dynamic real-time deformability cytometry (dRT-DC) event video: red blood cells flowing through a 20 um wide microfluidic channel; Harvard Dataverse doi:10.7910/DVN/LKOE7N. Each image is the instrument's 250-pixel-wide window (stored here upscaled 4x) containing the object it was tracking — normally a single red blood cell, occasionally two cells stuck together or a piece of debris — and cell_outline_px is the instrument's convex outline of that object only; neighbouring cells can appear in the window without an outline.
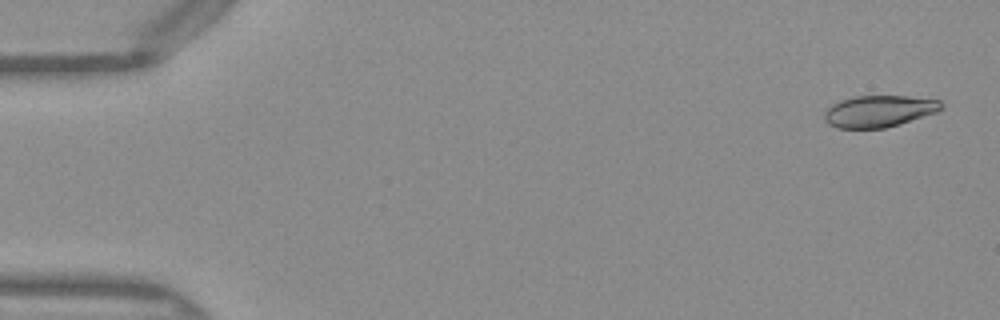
{"species": "Egyptian fruit bat (a non-hibernating species)", "species_latin": "Rousettus aegyptiacus", "temperature_condition": "warm", "stored_images_in_passage": 50, "camera_frame_rate_fps": 3000, "um_per_image_px": 0.085, "frame": {"image": 1, "passage_image": 2, "time_ms": 0.333, "image_size_px": [1000, 320], "cell_outline_px": [[944, 108], [940, 112], [900, 124], [884, 128], [836, 128], [828, 124], [824, 120], [824, 112], [832, 104], [840, 100], [856, 96], [908, 96], [940, 100], [944, 104]], "centroid_in_image_um": [74.76, 9.45], "position_along_channel_um": 10.2, "area_um2": 21.91}}
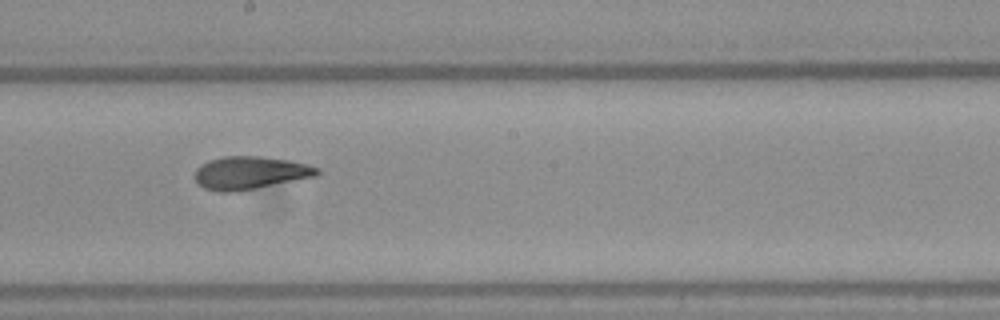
{"frame": {"image": 2, "passage_image": 28, "time_ms": 9.0, "image_size_px": [1000, 320], "cell_outline_px": [[320, 172], [316, 176], [236, 192], [220, 192], [204, 188], [196, 180], [196, 168], [208, 160], [224, 156], [264, 156], [292, 160], [308, 164], [320, 168]], "centroid_in_image_um": [21.29, 14.68], "position_along_channel_um": 226.9, "area_um2": 23.52}}
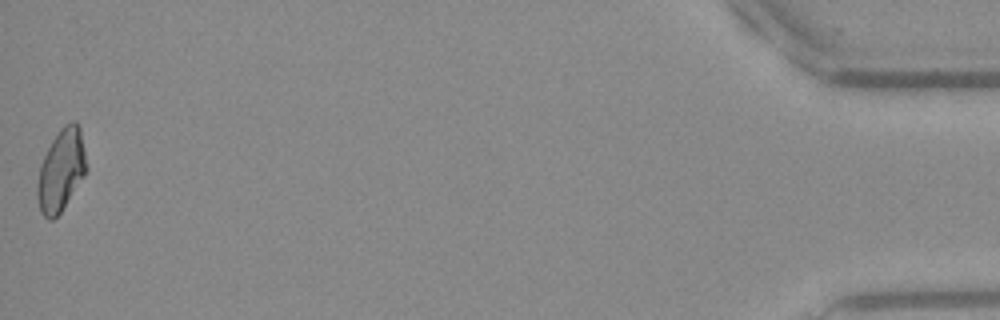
{"frame": {"image": 3, "passage_image": 50, "time_ms": 16.333, "image_size_px": [1000, 320], "cell_outline_px": [[88, 168], [84, 176], [60, 212], [52, 220], [48, 220], [40, 212], [36, 196], [36, 188], [40, 164], [52, 140], [60, 128], [64, 124], [72, 120], [76, 120], [80, 128]], "centroid_in_image_um": [5.19, 14.45], "position_along_channel_um": 430.0, "area_um2": 23.52}, "authors_computed_cell_mechanics": {"area_um2": 23.12, "velocity_mm_per_s": 4.0633, "shape_relaxation_time_tau1_ms": 10.7191, "shape_relaxation_time_tau2_ms": 2.1055, "deformation_change_tau1": 0.258, "deformation_change_tau2": 0.0791}}